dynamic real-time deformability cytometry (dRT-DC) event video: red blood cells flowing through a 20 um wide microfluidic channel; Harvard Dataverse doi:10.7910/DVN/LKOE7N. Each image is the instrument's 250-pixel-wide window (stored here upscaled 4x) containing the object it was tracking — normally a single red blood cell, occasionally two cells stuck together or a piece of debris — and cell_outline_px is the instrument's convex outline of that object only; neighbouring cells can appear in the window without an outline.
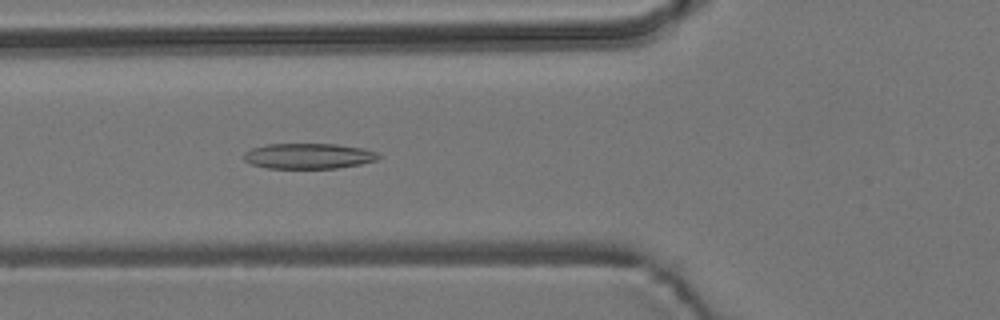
{"species": "common noctule bat (a hibernating species)", "species_latin": "Nyctalus noctula", "temperature_condition": "room temperature", "stored_images_in_passage": 48, "camera_frame_rate_fps": 3000, "um_per_image_px": 0.085, "animal": {"sex": "male", "body_mass_g": 19.2, "forearm_length_mm": 51.8}, "frame": {"image": 1, "passage_image": 20, "time_ms": 6.333, "image_size_px": [1000, 320], "cell_outline_px": [[380, 156], [376, 160], [360, 164], [336, 168], [268, 168], [252, 164], [244, 160], [244, 152], [252, 148], [268, 144], [336, 144], [364, 148], [376, 152]], "centroid_in_image_um": [26.22, 13.26], "position_along_channel_um": 99.6, "area_um2": 19.88}}
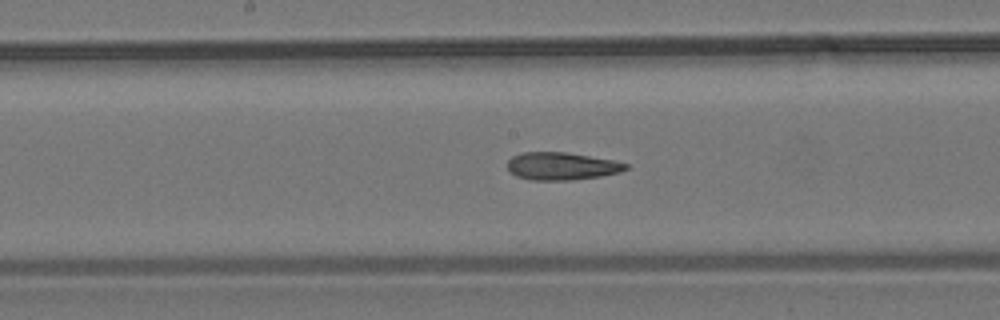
{"frame": {"image": 2, "passage_image": 28, "time_ms": 9.0, "image_size_px": [1000, 320], "cell_outline_px": [[628, 168], [620, 172], [600, 176], [572, 180], [532, 180], [516, 176], [508, 168], [508, 160], [512, 156], [520, 152], [568, 152], [612, 160], [628, 164]], "centroid_in_image_um": [47.73, 14.11], "position_along_channel_um": 200.5, "area_um2": 19.02}}
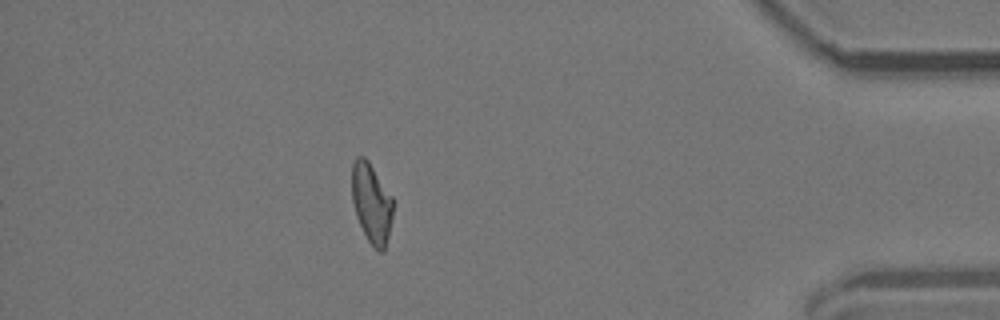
{"frame": {"image": 3, "passage_image": 48, "time_ms": 15.667, "image_size_px": [1000, 320], "cell_outline_px": [[392, 216], [388, 236], [384, 252], [380, 252], [368, 240], [356, 216], [352, 200], [352, 164], [356, 156], [364, 156], [368, 160], [392, 196]], "centroid_in_image_um": [31.57, 17.23], "position_along_channel_um": 403.6, "area_um2": 18.9}, "authors_computed_cell_mechanics": {"area_um2": 19.6809, "velocity_mm_per_s": 3.7644, "shape_relaxation_time_tau1_ms": null, "shape_relaxation_time_tau2_ms": 3.3162, "deformation_change_tau1": null, "deformation_change_tau2": 0.1269}}